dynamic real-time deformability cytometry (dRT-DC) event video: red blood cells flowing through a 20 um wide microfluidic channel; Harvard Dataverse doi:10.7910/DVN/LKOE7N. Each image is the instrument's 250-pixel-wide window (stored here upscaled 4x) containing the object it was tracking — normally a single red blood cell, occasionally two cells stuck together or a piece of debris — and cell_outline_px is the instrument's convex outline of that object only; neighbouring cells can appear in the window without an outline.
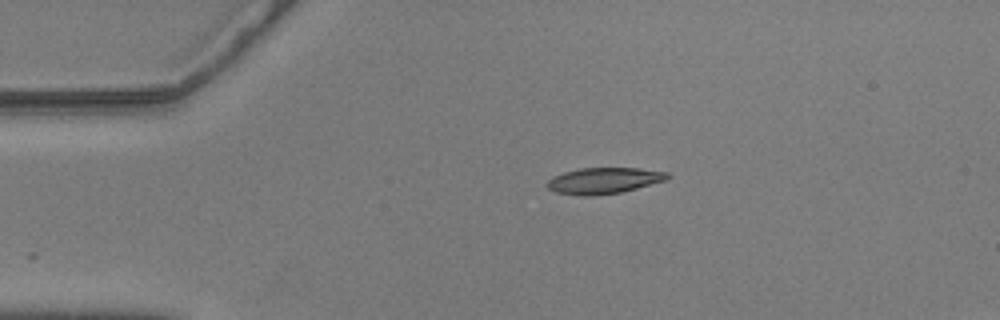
{"species": "common noctule bat (a hibernating species)", "species_latin": "Nyctalus noctula", "temperature_condition": "warm", "stored_images_in_passage": 46, "camera_frame_rate_fps": 3000, "um_per_image_px": 0.085, "animal": {"sex": "male", "body_mass_g": 20.5, "forearm_length_mm": 52.5}, "frame": {"image": 1, "passage_image": 1, "time_ms": 0.0, "image_size_px": [1000, 320], "cell_outline_px": [[672, 176], [668, 180], [620, 192], [592, 196], [580, 196], [556, 192], [548, 188], [544, 184], [552, 176], [564, 172], [580, 168], [640, 168], [668, 172]], "centroid_in_image_um": [51.33, 15.35], "position_along_channel_um": 33.7, "area_um2": 18.5}}
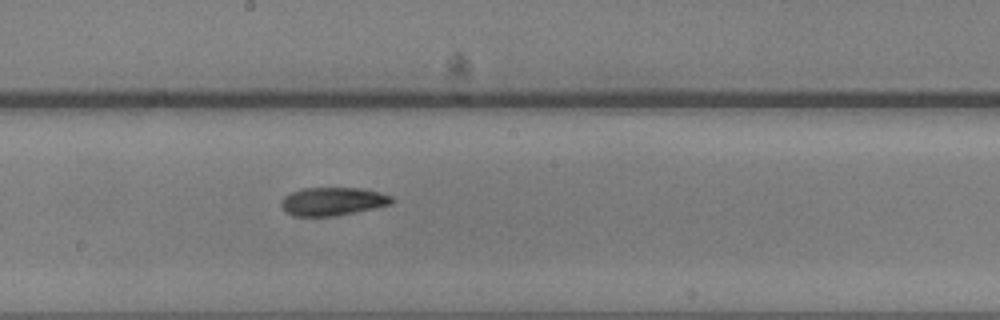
{"frame": {"image": 2, "passage_image": 20, "time_ms": 6.333, "image_size_px": [1000, 320], "cell_outline_px": [[396, 200], [392, 204], [336, 216], [292, 216], [284, 212], [280, 204], [280, 200], [284, 196], [292, 192], [304, 188], [360, 188], [380, 192], [392, 196]], "centroid_in_image_um": [28.27, 17.12], "position_along_channel_um": 219.9, "area_um2": 18.38}}
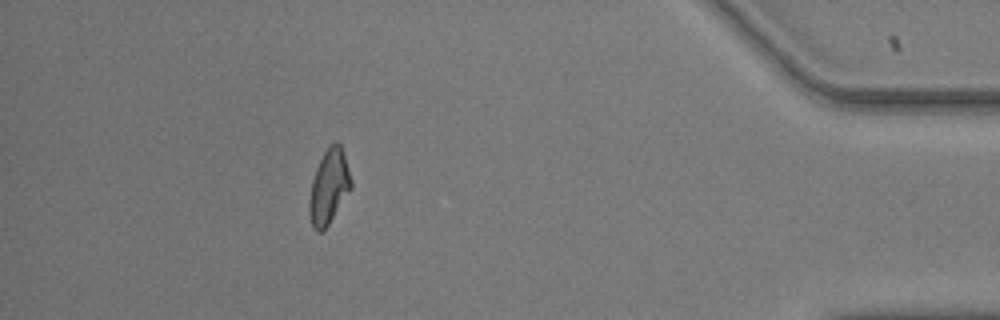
{"frame": {"image": 3, "passage_image": 40, "time_ms": 13.0, "image_size_px": [1000, 320], "cell_outline_px": [[352, 188], [328, 224], [320, 232], [316, 232], [312, 228], [308, 212], [308, 200], [312, 180], [316, 168], [328, 144], [336, 140], [340, 144], [352, 180]], "centroid_in_image_um": [27.94, 15.87], "position_along_channel_um": 407.3, "area_um2": 18.21}, "authors_computed_cell_mechanics": {"area_um2": 18.3804, "velocity_mm_per_s": 3.5781, "shape_relaxation_time_tau1_ms": 5.9876, "shape_relaxation_time_tau2_ms": null, "deformation_change_tau1": 0.1732, "deformation_change_tau2": null}}